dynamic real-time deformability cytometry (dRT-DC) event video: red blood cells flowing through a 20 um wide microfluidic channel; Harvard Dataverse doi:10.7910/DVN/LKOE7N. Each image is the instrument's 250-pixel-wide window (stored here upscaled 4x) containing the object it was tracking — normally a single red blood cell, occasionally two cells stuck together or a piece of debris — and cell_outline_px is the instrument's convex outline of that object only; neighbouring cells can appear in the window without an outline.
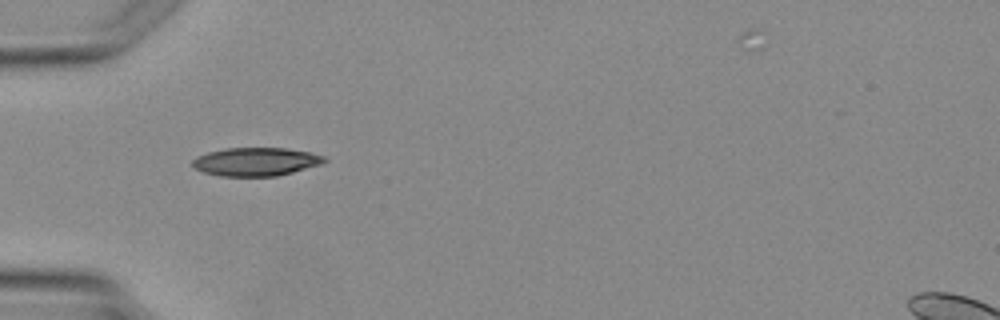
{"species": "Egyptian fruit bat (a non-hibernating species)", "species_latin": "Rousettus aegyptiacus", "temperature_condition": "warm", "stored_images_in_passage": 3, "camera_frame_rate_fps": 3000, "um_per_image_px": 0.085, "animal": {"sex": "female"}, "frame": {"image": 1, "passage_image": 3, "time_ms": 3.333, "image_size_px": [1000, 320], "cell_outline_px": [[328, 160], [324, 164], [276, 176], [220, 176], [204, 172], [192, 168], [192, 160], [196, 156], [208, 152], [228, 148], [284, 148], [308, 152], [324, 156]], "centroid_in_image_um": [21.74, 13.75], "position_along_channel_um": 63.3, "area_um2": 21.85}}